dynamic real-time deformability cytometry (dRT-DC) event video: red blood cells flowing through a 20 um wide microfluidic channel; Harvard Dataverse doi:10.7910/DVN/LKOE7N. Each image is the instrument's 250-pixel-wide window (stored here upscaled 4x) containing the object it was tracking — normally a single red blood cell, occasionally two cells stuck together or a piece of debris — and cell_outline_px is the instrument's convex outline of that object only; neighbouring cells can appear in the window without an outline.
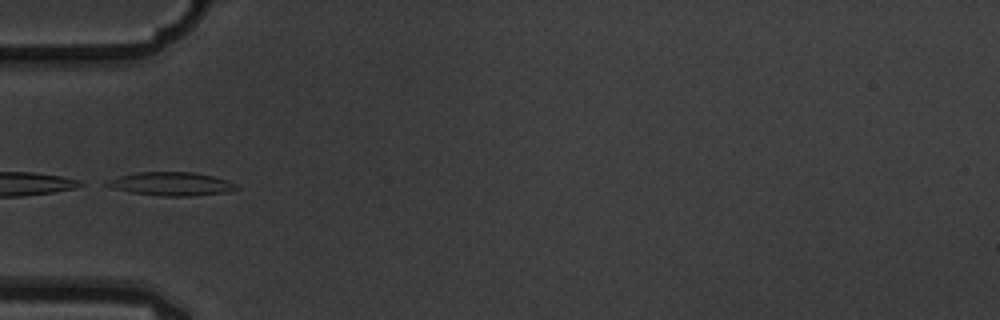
{"species": "common noctule bat (a hibernating species)", "species_latin": "Nyctalus noctula", "temperature_condition": "warm", "stored_images_in_passage": 6, "camera_frame_rate_fps": 3000, "um_per_image_px": 0.085, "animal": {"sex": "male", "body_mass_g": 19.5, "forearm_length_mm": 54.6}, "frame": {"image": 1, "passage_image": 6, "time_ms": 1.667, "image_size_px": [1000, 320], "cell_outline_px": [[240, 188], [228, 192], [192, 196], [160, 196], [132, 192], [112, 188], [100, 184], [108, 180], [120, 176], [136, 172], [196, 172], [228, 180], [236, 184]], "centroid_in_image_um": [14.56, 15.63], "position_along_channel_um": 70.4, "area_um2": 17.86}}